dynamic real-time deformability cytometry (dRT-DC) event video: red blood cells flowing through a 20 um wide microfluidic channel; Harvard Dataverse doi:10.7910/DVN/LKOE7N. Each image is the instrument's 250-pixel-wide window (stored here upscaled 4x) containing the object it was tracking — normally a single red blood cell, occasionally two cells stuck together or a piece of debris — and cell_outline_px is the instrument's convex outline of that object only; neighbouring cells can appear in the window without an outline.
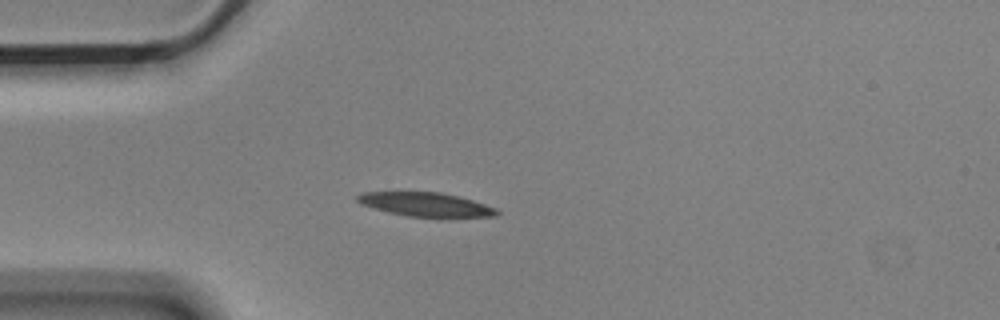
{"species": "Egyptian fruit bat (a non-hibernating species)", "species_latin": "Rousettus aegyptiacus", "temperature_condition": "cold", "stored_images_in_passage": 5, "camera_frame_rate_fps": 3000, "um_per_image_px": 0.085, "animal": {"sex": "male"}, "frame": {"image": 1, "passage_image": 4, "time_ms": 1.0, "image_size_px": [1000, 320], "cell_outline_px": [[500, 212], [496, 216], [408, 216], [388, 212], [360, 204], [356, 200], [356, 196], [364, 192], [440, 192], [460, 196], [496, 208]], "centroid_in_image_um": [36.16, 17.36], "position_along_channel_um": 48.8, "area_um2": 19.07}}